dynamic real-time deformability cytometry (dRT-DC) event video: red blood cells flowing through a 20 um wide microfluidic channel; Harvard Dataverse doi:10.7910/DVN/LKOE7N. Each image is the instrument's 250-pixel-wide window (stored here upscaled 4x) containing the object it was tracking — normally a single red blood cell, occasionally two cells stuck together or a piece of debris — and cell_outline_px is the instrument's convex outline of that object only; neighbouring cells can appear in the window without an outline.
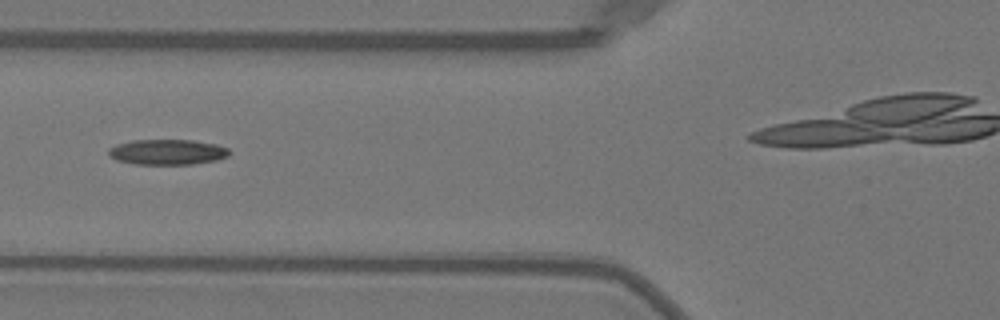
{"species": "Egyptian fruit bat (a non-hibernating species)", "species_latin": "Rousettus aegyptiacus", "temperature_condition": "warm", "stored_images_in_passage": 27, "camera_frame_rate_fps": 3000, "um_per_image_px": 0.085, "animal": {"sex": "female"}, "frame": {"image": 1, "passage_image": 5, "time_ms": 1.333, "image_size_px": [1000, 320], "cell_outline_px": [[232, 152], [228, 156], [216, 160], [192, 164], [136, 164], [116, 160], [108, 152], [108, 148], [116, 144], [132, 140], [192, 140], [216, 144], [228, 148]], "centroid_in_image_um": [14.24, 12.91], "position_along_channel_um": 111.6, "area_um2": 17.86}}
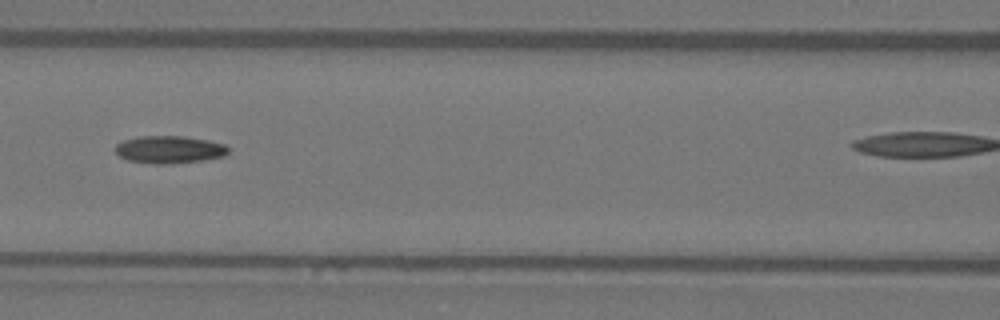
{"frame": {"image": 2, "passage_image": 8, "time_ms": 2.333, "image_size_px": [1000, 320], "cell_outline_px": [[228, 152], [224, 156], [200, 160], [172, 164], [152, 164], [128, 160], [120, 156], [112, 148], [116, 144], [124, 140], [136, 136], [184, 136], [208, 140], [224, 144], [228, 148]], "centroid_in_image_um": [14.35, 12.71], "position_along_channel_um": 152.3, "area_um2": 18.21}}